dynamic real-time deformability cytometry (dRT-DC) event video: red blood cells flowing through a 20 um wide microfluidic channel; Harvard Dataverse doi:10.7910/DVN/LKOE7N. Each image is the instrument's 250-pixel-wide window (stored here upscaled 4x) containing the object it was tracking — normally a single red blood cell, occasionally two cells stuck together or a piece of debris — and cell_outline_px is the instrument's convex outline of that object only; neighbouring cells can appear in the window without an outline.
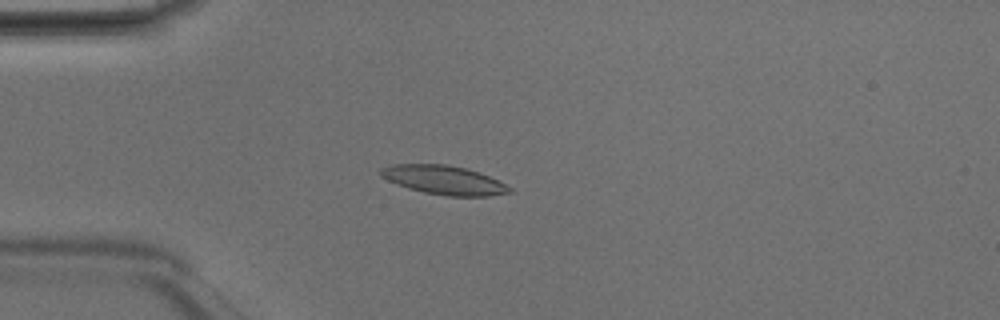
{"species": "Egyptian fruit bat (a non-hibernating species)", "species_latin": "Rousettus aegyptiacus", "temperature_condition": "room temperature", "stored_images_in_passage": 48, "camera_frame_rate_fps": 3000, "um_per_image_px": 0.085, "animal": {"sex": "male"}, "frame": {"image": 1, "passage_image": 13, "time_ms": 4.0, "image_size_px": [1000, 320], "cell_outline_px": [[512, 192], [488, 196], [448, 196], [424, 192], [408, 188], [396, 184], [380, 176], [380, 168], [392, 164], [444, 164], [464, 168], [488, 176], [512, 188]], "centroid_in_image_um": [37.69, 15.3], "position_along_channel_um": 47.3, "area_um2": 21.44}}
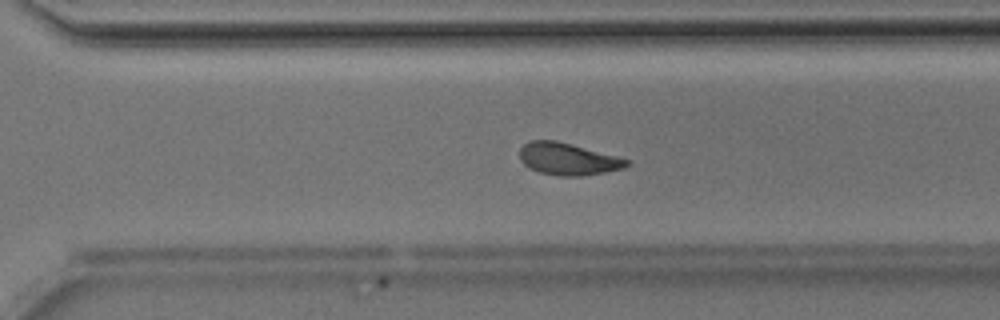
{"frame": {"image": 2, "passage_image": 34, "time_ms": 11.0, "image_size_px": [1000, 320], "cell_outline_px": [[628, 164], [624, 168], [604, 172], [580, 176], [560, 176], [540, 172], [524, 164], [520, 160], [520, 148], [524, 144], [532, 140], [556, 140], [572, 144], [616, 156], [628, 160]], "centroid_in_image_um": [48.25, 13.51], "position_along_channel_um": 322.4, "area_um2": 19.71}}
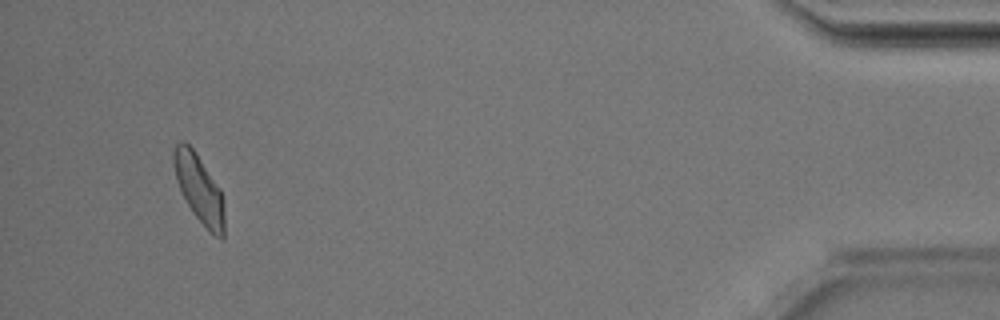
{"frame": {"image": 3, "passage_image": 46, "time_ms": 15.0, "image_size_px": [1000, 320], "cell_outline_px": [[224, 236], [216, 236], [208, 232], [192, 212], [176, 180], [172, 160], [172, 152], [176, 144], [180, 140], [184, 140], [196, 152], [220, 188], [224, 200]], "centroid_in_image_um": [16.92, 16.01], "position_along_channel_um": 418.3, "area_um2": 20.23}, "authors_computed_cell_mechanics": {"area_um2": 20.6346, "velocity_mm_per_s": 4.175, "shape_relaxation_time_tau1_ms": 6.8054, "shape_relaxation_time_tau2_ms": 2.907, "deformation_change_tau1": 0.1727, "deformation_change_tau2": 0.091}}